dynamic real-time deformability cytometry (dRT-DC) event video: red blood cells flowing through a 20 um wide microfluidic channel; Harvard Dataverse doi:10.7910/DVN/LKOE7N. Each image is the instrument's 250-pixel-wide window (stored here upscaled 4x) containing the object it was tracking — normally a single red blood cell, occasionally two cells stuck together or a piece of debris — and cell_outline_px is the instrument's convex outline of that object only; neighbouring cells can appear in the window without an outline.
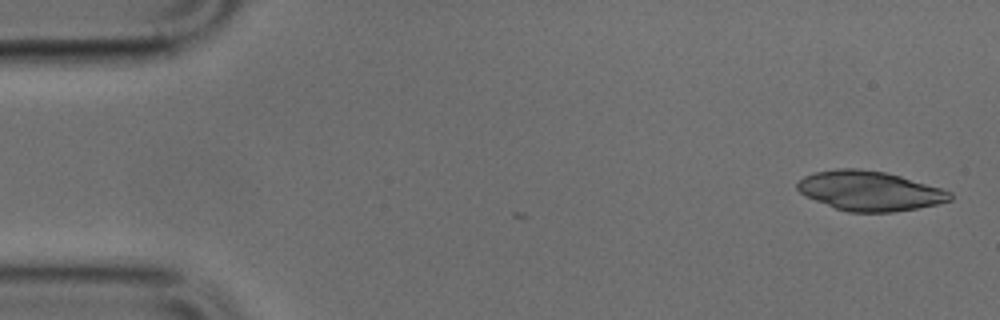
{"species": "common noctule bat (a hibernating species)", "species_latin": "Nyctalus noctula", "temperature_condition": "cold", "stored_images_in_passage": 3, "camera_frame_rate_fps": 3000, "um_per_image_px": 0.085, "animal": {"sex": "male", "body_mass_g": 17.9, "forearm_length_mm": 54.2}, "frame": {"image": 1, "passage_image": 1, "time_ms": 0.0, "image_size_px": [1000, 320], "cell_outline_px": [[952, 200], [936, 204], [916, 208], [892, 212], [848, 212], [836, 208], [804, 196], [796, 188], [796, 184], [804, 176], [816, 172], [836, 168], [856, 168], [884, 172], [900, 176], [940, 188], [952, 192]], "centroid_in_image_um": [73.89, 16.22], "position_along_channel_um": 11.1, "area_um2": 35.03}}